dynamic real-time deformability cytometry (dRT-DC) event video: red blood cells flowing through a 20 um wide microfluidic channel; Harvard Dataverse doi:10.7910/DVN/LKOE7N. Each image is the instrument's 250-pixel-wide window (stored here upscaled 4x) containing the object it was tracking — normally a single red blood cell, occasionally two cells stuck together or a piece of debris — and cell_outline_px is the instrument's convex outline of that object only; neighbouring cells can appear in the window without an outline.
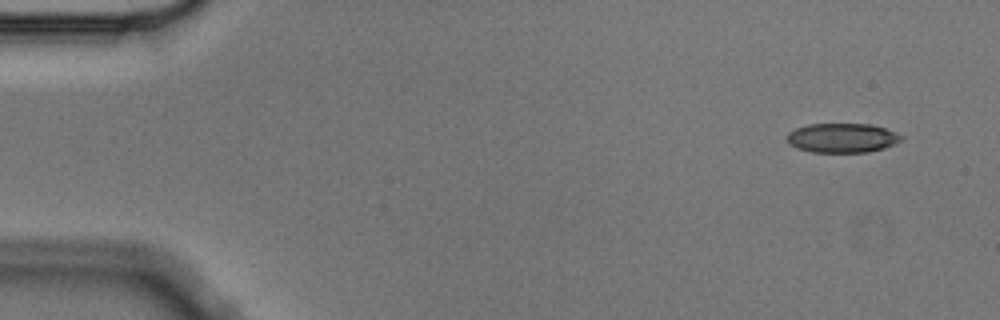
{"species": "Egyptian fruit bat (a non-hibernating species)", "species_latin": "Rousettus aegyptiacus", "temperature_condition": "cold", "stored_images_in_passage": 5, "camera_frame_rate_fps": 3000, "um_per_image_px": 0.085, "animal": {"sex": "male"}, "frame": {"image": 1, "passage_image": 1, "time_ms": 0.0, "image_size_px": [1000, 320], "cell_outline_px": [[904, 140], [896, 144], [884, 148], [868, 152], [812, 152], [796, 148], [788, 144], [784, 140], [784, 136], [788, 132], [796, 128], [808, 124], [872, 124], [896, 132], [904, 136]], "centroid_in_image_um": [71.57, 11.72], "position_along_channel_um": 13.4, "area_um2": 20.0}}